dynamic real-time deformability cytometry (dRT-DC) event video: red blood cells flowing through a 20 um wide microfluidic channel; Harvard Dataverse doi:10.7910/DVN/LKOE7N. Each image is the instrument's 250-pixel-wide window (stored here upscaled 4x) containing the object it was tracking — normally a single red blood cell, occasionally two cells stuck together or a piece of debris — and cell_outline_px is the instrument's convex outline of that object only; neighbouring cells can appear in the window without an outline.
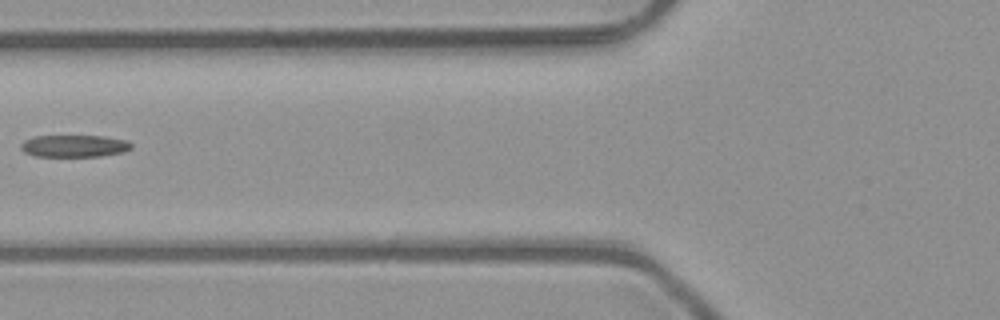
{"species": "common noctule bat (a hibernating species)", "species_latin": "Nyctalus noctula", "temperature_condition": "room temperature", "stored_images_in_passage": 4, "camera_frame_rate_fps": 3000, "um_per_image_px": 0.085, "animal": {"sex": "male", "body_mass_g": 23.1, "forearm_length_mm": 52.7}, "frame": {"image": 1, "passage_image": 3, "time_ms": 0.667, "image_size_px": [1000, 320], "cell_outline_px": [[132, 148], [124, 152], [100, 156], [36, 156], [24, 152], [20, 148], [20, 144], [24, 140], [36, 136], [104, 136], [128, 140], [132, 144]], "centroid_in_image_um": [6.33, 12.4], "position_along_channel_um": 119.5, "area_um2": 14.28}}
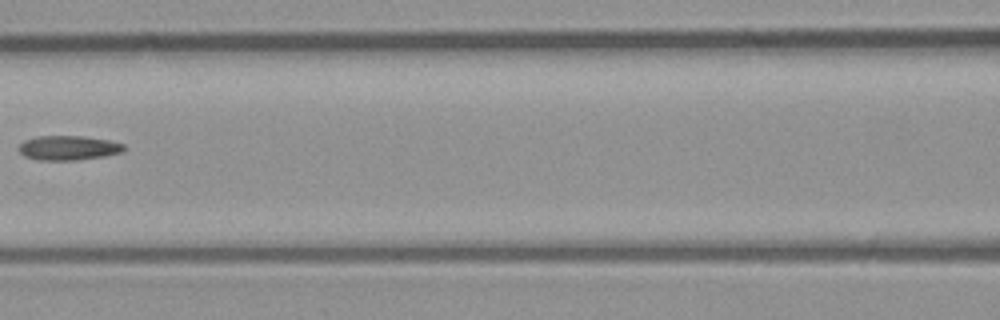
{"frame": {"image": 2, "passage_image": 4, "time_ms": 1.0, "image_size_px": [1000, 320], "cell_outline_px": [[124, 152], [104, 156], [76, 160], [40, 160], [24, 156], [16, 148], [24, 140], [36, 136], [80, 136], [108, 140], [124, 144]], "centroid_in_image_um": [5.78, 12.57], "position_along_channel_um": 160.8, "area_um2": 15.03}}